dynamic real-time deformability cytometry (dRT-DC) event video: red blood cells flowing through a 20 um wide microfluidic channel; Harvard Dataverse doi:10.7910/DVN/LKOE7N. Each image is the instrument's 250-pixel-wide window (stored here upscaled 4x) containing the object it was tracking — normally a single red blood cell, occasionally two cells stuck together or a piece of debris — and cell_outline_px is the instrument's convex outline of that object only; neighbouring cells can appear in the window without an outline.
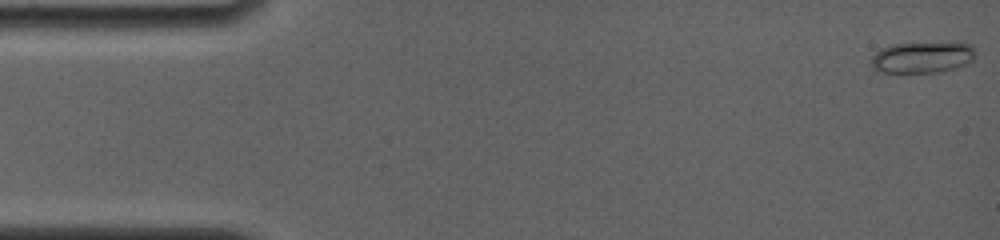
{"species": "common noctule bat (a hibernating species)", "species_latin": "Nyctalus noctula", "temperature_condition": "room temperature", "stored_images_in_passage": 67, "camera_frame_rate_fps": 4000, "um_per_image_px": 0.085, "animal": {"sex": "female", "body_mass_g": 19.0, "forearm_length_mm": 56.7}, "frame": {"image": 1, "passage_image": 1, "time_ms": 0.0, "image_size_px": [1000, 240], "cell_outline_px": [[976, 52], [972, 60], [952, 68], [936, 72], [884, 72], [872, 68], [868, 64], [872, 56], [876, 52], [884, 48], [896, 44], [972, 44]], "centroid_in_image_um": [78.33, 4.89], "position_along_channel_um": 6.7, "area_um2": 18.26}}
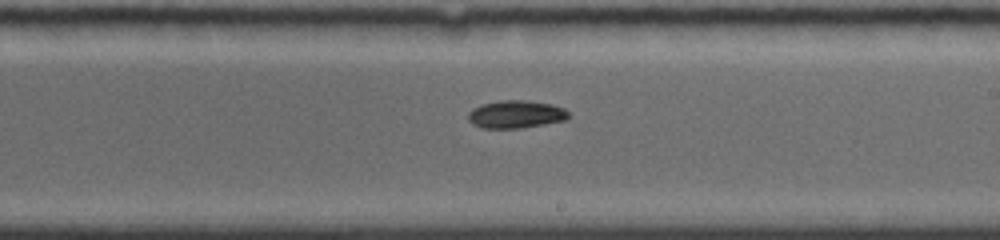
{"frame": {"image": 2, "passage_image": 39, "time_ms": 9.5, "image_size_px": [1000, 240], "cell_outline_px": [[572, 116], [564, 120], [544, 124], [520, 128], [480, 128], [472, 124], [468, 120], [468, 112], [472, 108], [480, 104], [500, 100], [524, 100], [552, 104], [564, 108]], "centroid_in_image_um": [43.82, 9.71], "position_along_channel_um": 245.2, "area_um2": 16.42}}
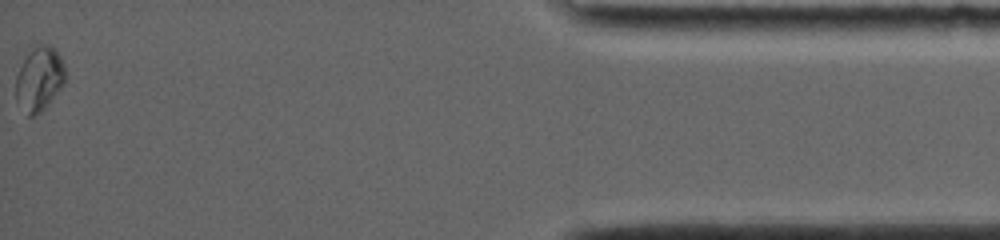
{"frame": {"image": 3, "passage_image": 67, "time_ms": 16.25, "image_size_px": [1000, 240], "cell_outline_px": [[64, 84], [48, 104], [40, 112], [32, 116], [28, 116], [16, 100], [16, 76], [32, 44], [48, 44], [60, 56], [64, 64]], "centroid_in_image_um": [3.33, 6.68], "position_along_channel_um": 431.9, "area_um2": 18.32}, "authors_computed_cell_mechanics": {"area_um2": 16.5308, "velocity_mm_per_s": 3.8459, "shape_relaxation_time_tau1_ms": 3.031, "shape_relaxation_time_tau2_ms": null, "deformation_change_tau1": 0.0728, "deformation_change_tau2": null}}